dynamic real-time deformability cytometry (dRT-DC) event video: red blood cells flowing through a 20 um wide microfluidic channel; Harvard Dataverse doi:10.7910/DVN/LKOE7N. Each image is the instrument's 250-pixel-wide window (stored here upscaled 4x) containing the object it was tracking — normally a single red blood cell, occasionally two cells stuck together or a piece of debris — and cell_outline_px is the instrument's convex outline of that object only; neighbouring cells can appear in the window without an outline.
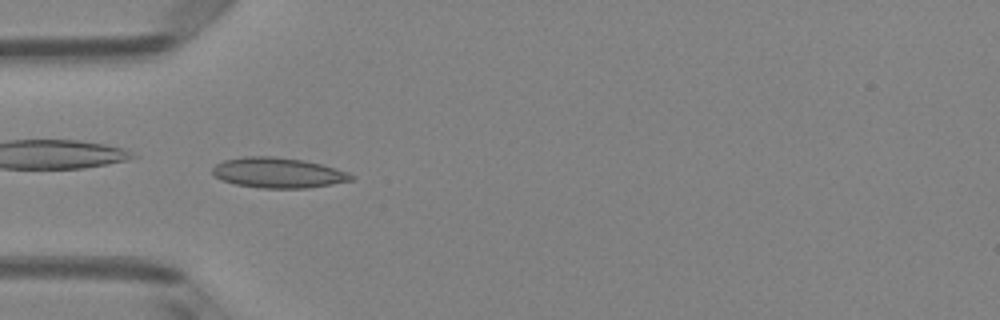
{"species": "Egyptian fruit bat (a non-hibernating species)", "species_latin": "Rousettus aegyptiacus", "temperature_condition": "room temperature", "stored_images_in_passage": 36, "camera_frame_rate_fps": 3000, "um_per_image_px": 0.085, "animal": {"sex": "female"}, "frame": {"image": 1, "passage_image": 2, "time_ms": 0.333, "image_size_px": [1000, 320], "cell_outline_px": [[356, 176], [352, 180], [332, 184], [308, 188], [260, 188], [236, 184], [224, 180], [216, 176], [212, 172], [212, 168], [216, 164], [224, 160], [244, 156], [272, 156], [304, 160], [320, 164], [348, 172]], "centroid_in_image_um": [23.65, 14.68], "position_along_channel_um": 61.3, "area_um2": 24.39}}
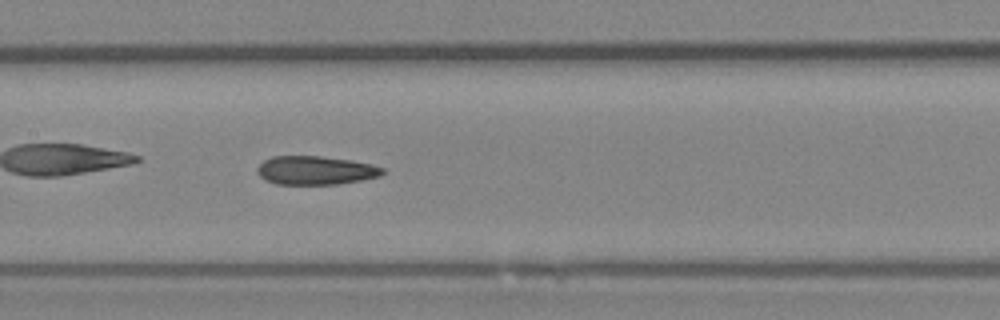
{"frame": {"image": 2, "passage_image": 11, "time_ms": 3.333, "image_size_px": [1000, 320], "cell_outline_px": [[384, 172], [380, 176], [340, 184], [276, 184], [260, 176], [256, 172], [256, 168], [264, 160], [272, 156], [320, 156], [352, 160], [372, 164], [384, 168]], "centroid_in_image_um": [26.82, 14.47], "position_along_channel_um": 180.6, "area_um2": 20.92}}
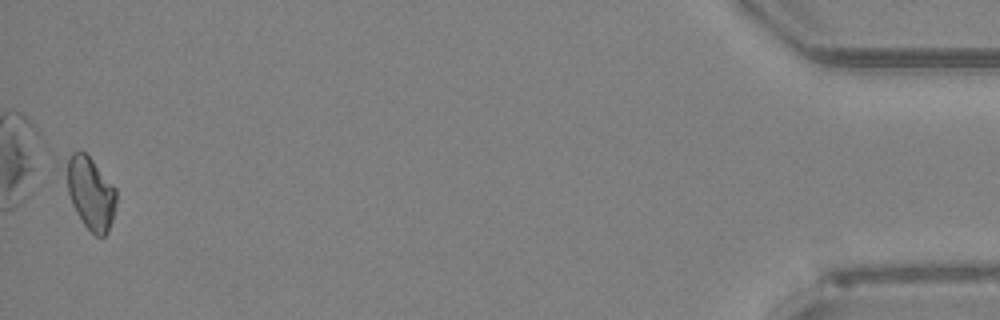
{"frame": {"image": 3, "passage_image": 36, "time_ms": 11.667, "image_size_px": [1000, 320], "cell_outline_px": [[116, 204], [112, 220], [108, 232], [104, 236], [96, 236], [84, 224], [76, 212], [72, 204], [68, 192], [68, 160], [72, 152], [80, 148], [92, 160], [116, 188]], "centroid_in_image_um": [7.73, 16.42], "position_along_channel_um": 427.5, "area_um2": 20.63}, "authors_computed_cell_mechanics": {"area_um2": 21.1548, "velocity_mm_per_s": 4.0393, "shape_relaxation_time_tau1_ms": null, "shape_relaxation_time_tau2_ms": 4.3941, "deformation_change_tau1": null, "deformation_change_tau2": 0.1028}}